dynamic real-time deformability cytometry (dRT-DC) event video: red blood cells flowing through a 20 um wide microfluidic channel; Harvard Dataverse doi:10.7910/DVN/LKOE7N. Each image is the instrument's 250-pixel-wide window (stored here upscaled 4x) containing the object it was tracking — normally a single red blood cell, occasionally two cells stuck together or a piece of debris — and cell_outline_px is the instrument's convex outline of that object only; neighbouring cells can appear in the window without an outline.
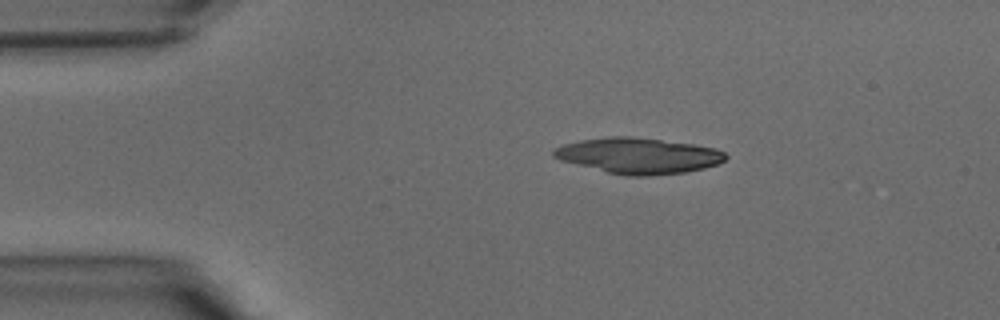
{"species": "common noctule bat (a hibernating species)", "species_latin": "Nyctalus noctula", "temperature_condition": "warm", "stored_images_in_passage": 33, "camera_frame_rate_fps": 3000, "um_per_image_px": 0.085, "animal": {"sex": "male", "body_mass_g": 15.6}, "frame": {"image": 1, "passage_image": 1, "time_ms": 0.0, "image_size_px": [1000, 320], "cell_outline_px": [[728, 156], [724, 160], [716, 164], [704, 168], [684, 172], [648, 176], [628, 176], [608, 172], [560, 160], [552, 156], [552, 152], [556, 148], [564, 144], [580, 140], [612, 136], [628, 136], [692, 144], [716, 148], [724, 152]], "centroid_in_image_um": [54.26, 13.23], "position_along_channel_um": 30.7, "area_um2": 35.43}}